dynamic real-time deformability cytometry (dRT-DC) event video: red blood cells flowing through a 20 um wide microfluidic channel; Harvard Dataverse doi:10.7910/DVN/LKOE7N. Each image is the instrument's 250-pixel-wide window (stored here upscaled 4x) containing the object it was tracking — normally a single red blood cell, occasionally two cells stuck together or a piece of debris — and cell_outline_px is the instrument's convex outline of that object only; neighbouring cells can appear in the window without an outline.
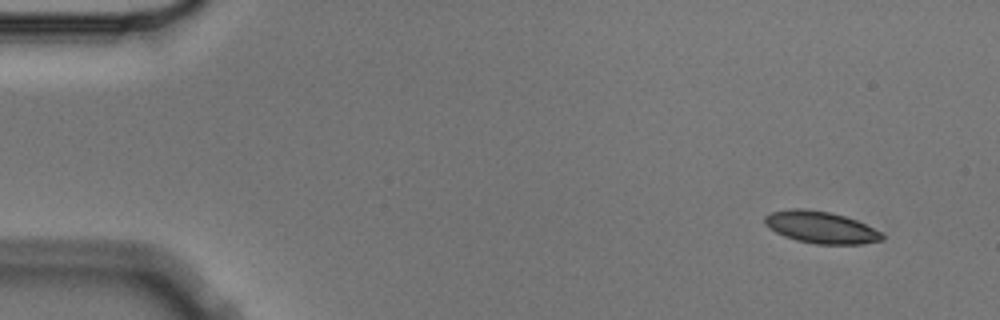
{"species": "Egyptian fruit bat (a non-hibernating species)", "species_latin": "Rousettus aegyptiacus", "temperature_condition": "cold", "stored_images_in_passage": 5, "camera_frame_rate_fps": 3000, "um_per_image_px": 0.085, "animal": {"sex": "male"}, "frame": {"image": 1, "passage_image": 1, "time_ms": 0.0, "image_size_px": [1000, 320], "cell_outline_px": [[884, 240], [860, 244], [816, 244], [796, 240], [784, 236], [776, 232], [764, 224], [764, 216], [772, 212], [792, 208], [804, 208], [832, 212], [856, 220], [880, 232], [884, 236]], "centroid_in_image_um": [69.75, 19.32], "position_along_channel_um": 15.3, "area_um2": 21.79}}
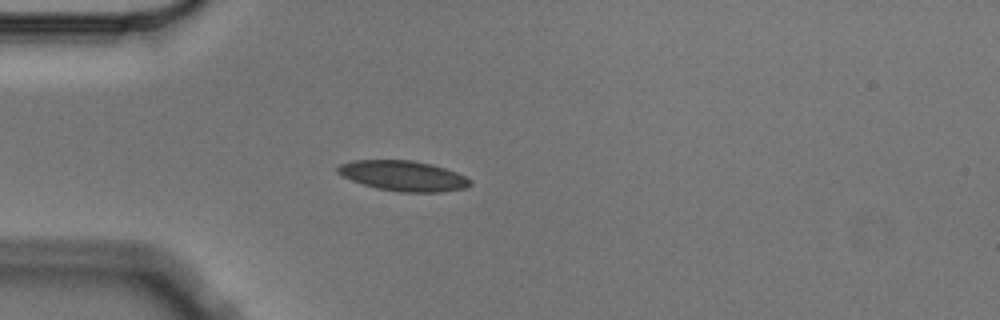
{"frame": {"image": 2, "passage_image": 4, "time_ms": 1.0, "image_size_px": [1000, 320], "cell_outline_px": [[472, 184], [464, 188], [440, 192], [400, 192], [376, 188], [352, 180], [336, 172], [336, 168], [340, 164], [352, 160], [412, 160], [432, 164], [456, 172], [472, 180]], "centroid_in_image_um": [34.28, 14.94], "position_along_channel_um": 50.7, "area_um2": 23.29}}